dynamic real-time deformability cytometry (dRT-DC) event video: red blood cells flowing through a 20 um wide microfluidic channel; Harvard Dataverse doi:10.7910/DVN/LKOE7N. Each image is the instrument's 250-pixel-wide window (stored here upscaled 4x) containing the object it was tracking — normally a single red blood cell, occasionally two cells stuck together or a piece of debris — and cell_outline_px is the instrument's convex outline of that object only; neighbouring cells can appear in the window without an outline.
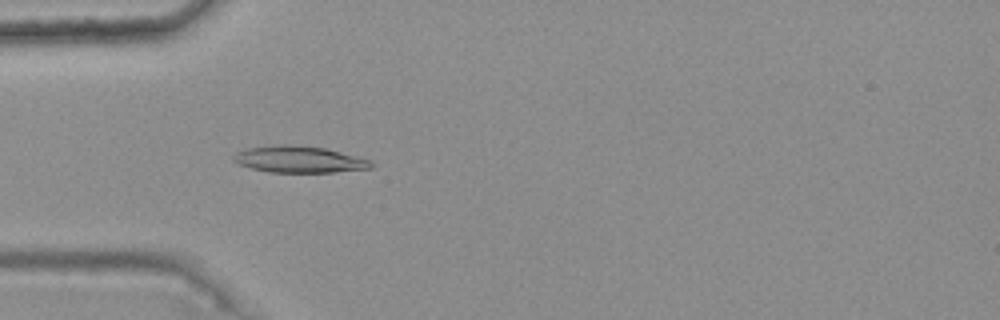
{"species": "common noctule bat (a hibernating species)", "species_latin": "Nyctalus noctula", "temperature_condition": "warm", "stored_images_in_passage": 37, "camera_frame_rate_fps": 3000, "um_per_image_px": 0.085, "animal": {"sex": "female", "body_mass_g": 25.1}, "frame": {"image": 1, "passage_image": 11, "time_ms": 3.333, "image_size_px": [1000, 320], "cell_outline_px": [[372, 168], [332, 172], [268, 172], [252, 168], [240, 164], [232, 160], [232, 156], [236, 152], [248, 148], [284, 144], [292, 144], [324, 148], [372, 160]], "centroid_in_image_um": [25.42, 13.55], "position_along_channel_um": 59.6, "area_um2": 21.15}}
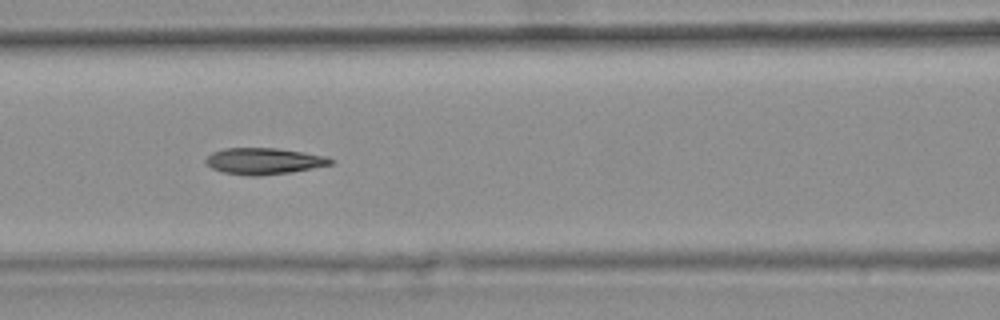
{"frame": {"image": 2, "passage_image": 18, "time_ms": 5.667, "image_size_px": [1000, 320], "cell_outline_px": [[332, 164], [292, 172], [260, 176], [248, 176], [224, 172], [212, 168], [204, 160], [212, 152], [224, 148], [276, 148], [304, 152], [328, 156], [332, 160]], "centroid_in_image_um": [22.44, 13.69], "position_along_channel_um": 144.2, "area_um2": 19.19}}
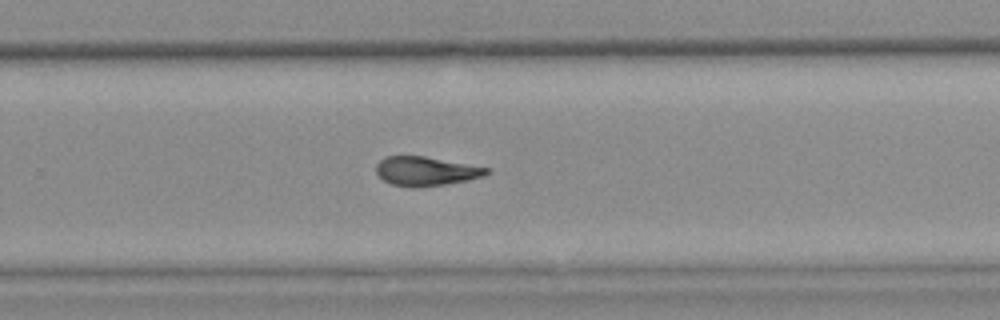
{"frame": {"image": 3, "passage_image": 30, "time_ms": 9.667, "image_size_px": [1000, 320], "cell_outline_px": [[488, 172], [484, 176], [468, 180], [444, 184], [416, 188], [392, 184], [384, 180], [376, 172], [376, 164], [384, 156], [424, 156], [488, 168]], "centroid_in_image_um": [36.16, 14.55], "position_along_channel_um": 293.6, "area_um2": 18.5}, "authors_computed_cell_mechanics": {"area_um2": 19.3052, "velocity_mm_per_s": 3.7555, "shape_relaxation_time_tau1_ms": null, "shape_relaxation_time_tau2_ms": 3.0399, "deformation_change_tau1": null, "deformation_change_tau2": 0.1069}}